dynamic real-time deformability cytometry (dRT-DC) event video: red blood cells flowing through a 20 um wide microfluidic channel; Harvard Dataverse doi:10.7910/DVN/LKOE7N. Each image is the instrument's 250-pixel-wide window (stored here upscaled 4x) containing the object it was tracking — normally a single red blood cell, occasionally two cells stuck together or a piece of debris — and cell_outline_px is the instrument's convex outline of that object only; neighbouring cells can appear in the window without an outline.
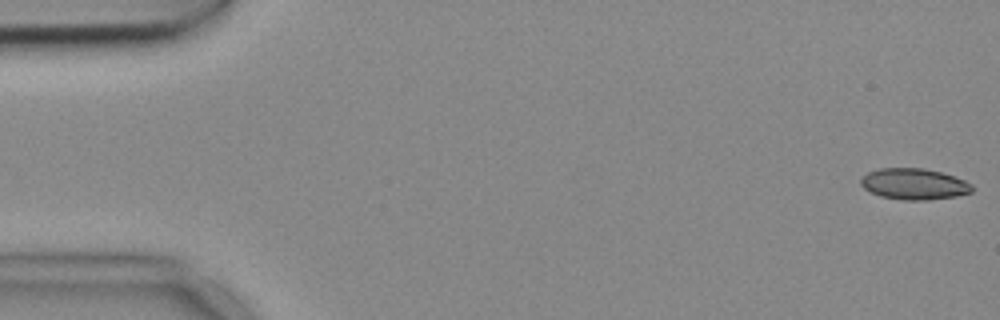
{"species": "common noctule bat (a hibernating species)", "species_latin": "Nyctalus noctula", "temperature_condition": "cold", "stored_images_in_passage": 54, "camera_frame_rate_fps": 3000, "um_per_image_px": 0.085, "animal": {"sex": "female", "body_mass_g": 18.4}, "frame": {"image": 1, "passage_image": 1, "time_ms": 0.0, "image_size_px": [1000, 320], "cell_outline_px": [[972, 192], [956, 196], [928, 200], [904, 200], [880, 196], [868, 192], [860, 184], [860, 180], [868, 172], [880, 168], [924, 168], [940, 172], [964, 180], [972, 184]], "centroid_in_image_um": [77.67, 15.65], "position_along_channel_um": 7.3, "area_um2": 20.17}}
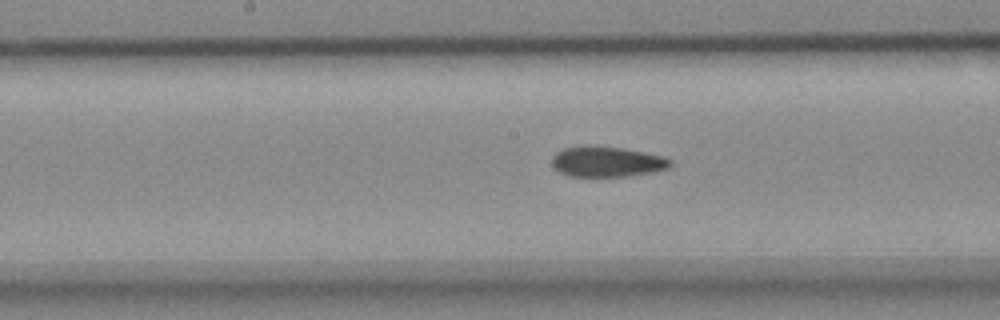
{"frame": {"image": 2, "passage_image": 27, "time_ms": 8.667, "image_size_px": [1000, 320], "cell_outline_px": [[672, 164], [668, 168], [652, 172], [628, 176], [572, 176], [560, 172], [552, 164], [552, 156], [556, 152], [564, 148], [584, 144], [620, 148], [644, 152], [664, 156], [672, 160]], "centroid_in_image_um": [51.59, 13.72], "position_along_channel_um": 196.6, "area_um2": 21.04}}
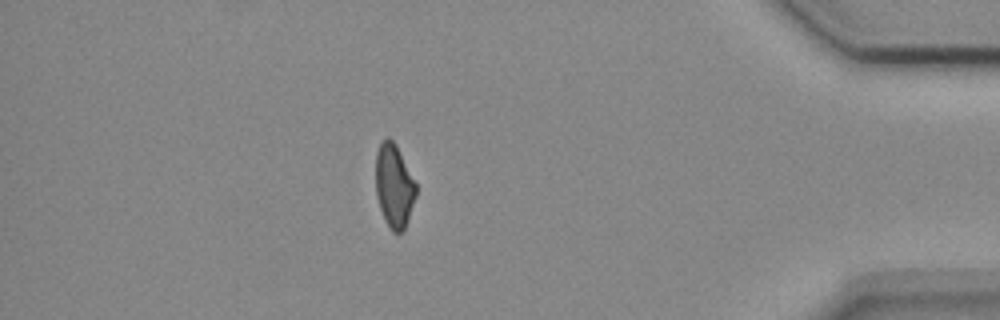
{"frame": {"image": 3, "passage_image": 47, "time_ms": 15.333, "image_size_px": [1000, 320], "cell_outline_px": [[416, 196], [408, 220], [404, 228], [400, 232], [392, 232], [380, 208], [376, 196], [376, 152], [380, 144], [388, 136], [396, 144], [416, 184]], "centroid_in_image_um": [33.49, 15.78], "position_along_channel_um": 401.7, "area_um2": 19.31}}